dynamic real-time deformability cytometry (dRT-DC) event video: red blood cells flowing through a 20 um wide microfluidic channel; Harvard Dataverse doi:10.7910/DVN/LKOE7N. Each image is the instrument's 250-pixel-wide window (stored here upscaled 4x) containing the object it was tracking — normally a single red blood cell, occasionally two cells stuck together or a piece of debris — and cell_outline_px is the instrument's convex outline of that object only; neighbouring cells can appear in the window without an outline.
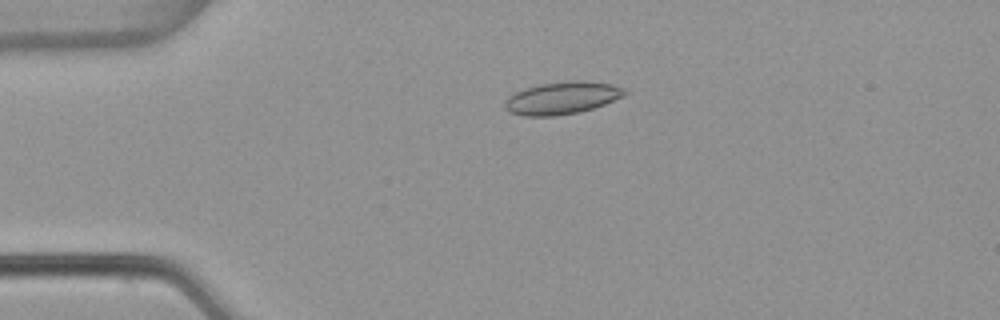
{"species": "common noctule bat (a hibernating species)", "species_latin": "Nyctalus noctula", "temperature_condition": "warm", "stored_images_in_passage": 5, "camera_frame_rate_fps": 3000, "um_per_image_px": 0.085, "animal": {"sex": "female", "body_mass_g": 22.7, "forearm_length_mm": 54.2}, "frame": {"image": 1, "passage_image": 4, "time_ms": 1.0, "image_size_px": [1000, 320], "cell_outline_px": [[628, 92], [624, 96], [604, 104], [580, 112], [552, 116], [524, 116], [508, 112], [504, 108], [504, 104], [508, 96], [524, 88], [540, 84], [568, 80], [588, 80], [612, 84], [624, 88]], "centroid_in_image_um": [47.77, 8.31], "position_along_channel_um": 37.2, "area_um2": 22.89}}